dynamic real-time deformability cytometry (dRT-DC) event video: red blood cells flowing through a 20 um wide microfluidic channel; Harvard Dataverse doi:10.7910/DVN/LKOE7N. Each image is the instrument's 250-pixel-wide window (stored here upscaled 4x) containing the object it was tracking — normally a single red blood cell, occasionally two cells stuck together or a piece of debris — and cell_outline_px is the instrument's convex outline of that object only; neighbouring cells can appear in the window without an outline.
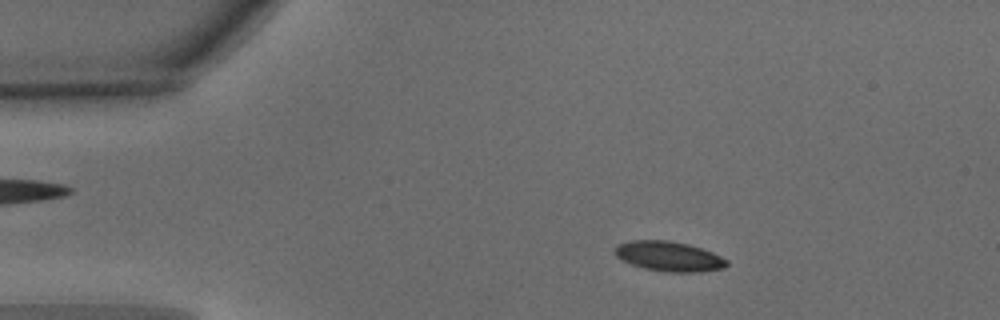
{"species": "common noctule bat (a hibernating species)", "species_latin": "Nyctalus noctula", "temperature_condition": "warm", "stored_images_in_passage": 51, "camera_frame_rate_fps": 3000, "um_per_image_px": 0.085, "animal": {"sex": "male", "body_mass_g": 15.6}, "frame": {"image": 1, "passage_image": 8, "time_ms": 2.333, "image_size_px": [1000, 320], "cell_outline_px": [[728, 264], [724, 268], [696, 272], [664, 272], [644, 268], [632, 264], [616, 256], [616, 244], [632, 240], [668, 240], [688, 244], [712, 252], [728, 260]], "centroid_in_image_um": [56.87, 21.78], "position_along_channel_um": 28.1, "area_um2": 19.36}}
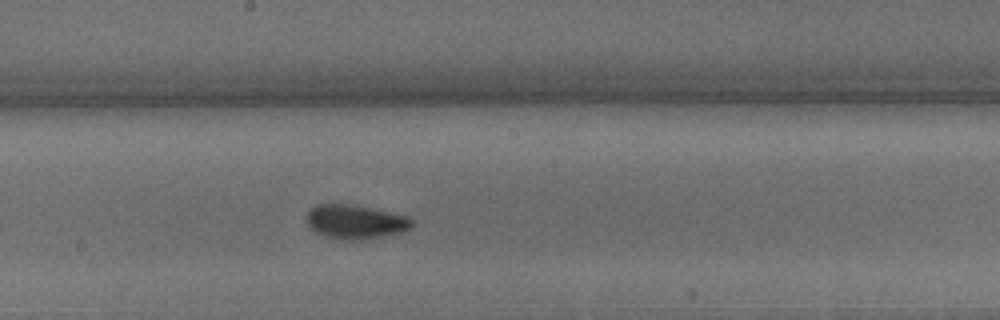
{"frame": {"image": 2, "passage_image": 27, "time_ms": 8.667, "image_size_px": [1000, 320], "cell_outline_px": [[412, 224], [408, 228], [400, 232], [384, 236], [364, 240], [340, 240], [324, 236], [308, 228], [308, 212], [316, 204], [356, 204], [408, 216], [412, 220]], "centroid_in_image_um": [30.19, 18.85], "position_along_channel_um": 218.0, "area_um2": 21.04}}
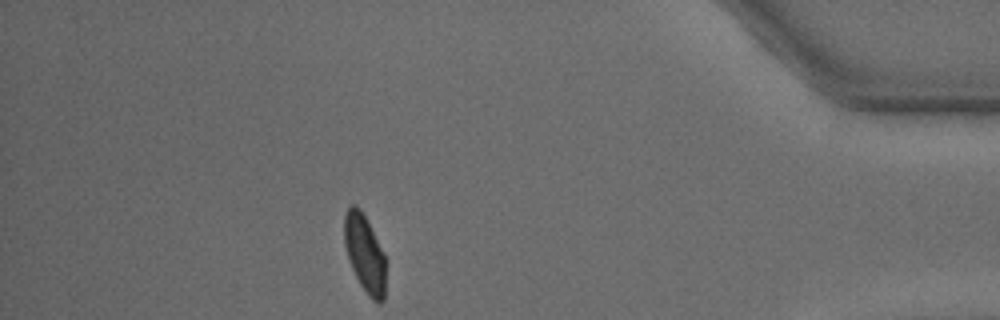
{"frame": {"image": 3, "passage_image": 45, "time_ms": 14.667, "image_size_px": [1000, 320], "cell_outline_px": [[388, 260], [384, 300], [380, 304], [376, 304], [368, 296], [360, 284], [352, 268], [344, 244], [344, 216], [348, 208], [352, 204], [356, 204], [360, 208]], "centroid_in_image_um": [31.05, 21.61], "position_along_channel_um": 404.2, "area_um2": 19.19}, "authors_computed_cell_mechanics": {"area_um2": 19.5364, "velocity_mm_per_s": 3.8869, "shape_relaxation_time_tau1_ms": 3.5682, "shape_relaxation_time_tau2_ms": 1.6247, "deformation_change_tau1": 0.1383, "deformation_change_tau2": 0.0589}}